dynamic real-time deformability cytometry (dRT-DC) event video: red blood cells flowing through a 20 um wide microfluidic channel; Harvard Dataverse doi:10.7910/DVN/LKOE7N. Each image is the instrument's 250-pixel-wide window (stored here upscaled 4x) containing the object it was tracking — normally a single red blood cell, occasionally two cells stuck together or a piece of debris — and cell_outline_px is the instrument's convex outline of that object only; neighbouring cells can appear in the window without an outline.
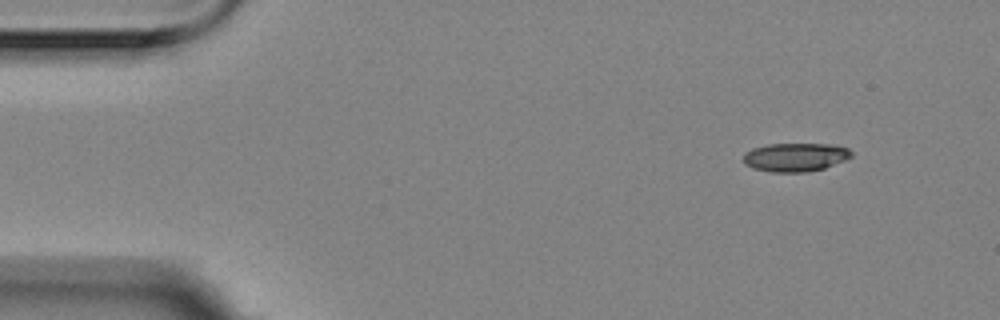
{"species": "Egyptian fruit bat (a non-hibernating species)", "species_latin": "Rousettus aegyptiacus", "temperature_condition": "room temperature", "stored_images_in_passage": 5, "segment_of_instrument_passage": [1, 2], "camera_frame_rate_fps": 3000, "um_per_image_px": 0.085, "animal": {"sex": "female"}, "frame": {"image": 1, "passage_image": 1, "time_ms": 0.0, "image_size_px": [1000, 320], "cell_outline_px": [[852, 156], [844, 160], [824, 168], [808, 172], [772, 172], [752, 168], [744, 164], [744, 152], [752, 148], [768, 144], [832, 144], [848, 148], [852, 152]], "centroid_in_image_um": [67.58, 13.36], "position_along_channel_um": 17.4, "area_um2": 18.03}}
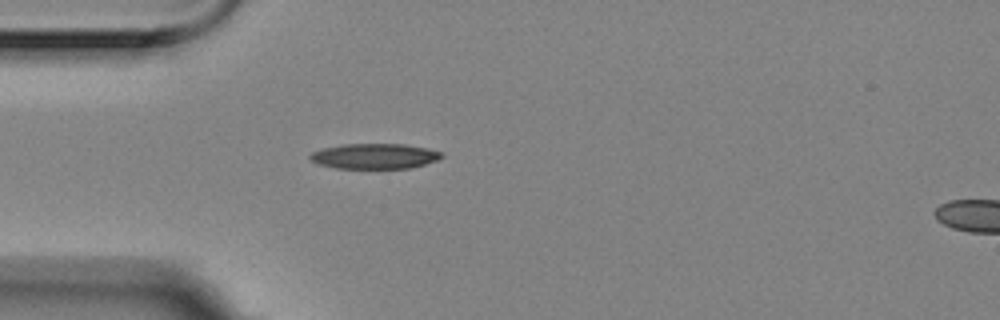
{"frame": {"image": 2, "passage_image": 4, "time_ms": 1.0, "image_size_px": [1000, 320], "cell_outline_px": [[444, 156], [436, 160], [412, 168], [336, 168], [316, 164], [308, 156], [312, 152], [324, 148], [344, 144], [404, 144], [428, 148], [444, 152]], "centroid_in_image_um": [31.86, 13.27], "position_along_channel_um": 53.1, "area_um2": 19.42}}